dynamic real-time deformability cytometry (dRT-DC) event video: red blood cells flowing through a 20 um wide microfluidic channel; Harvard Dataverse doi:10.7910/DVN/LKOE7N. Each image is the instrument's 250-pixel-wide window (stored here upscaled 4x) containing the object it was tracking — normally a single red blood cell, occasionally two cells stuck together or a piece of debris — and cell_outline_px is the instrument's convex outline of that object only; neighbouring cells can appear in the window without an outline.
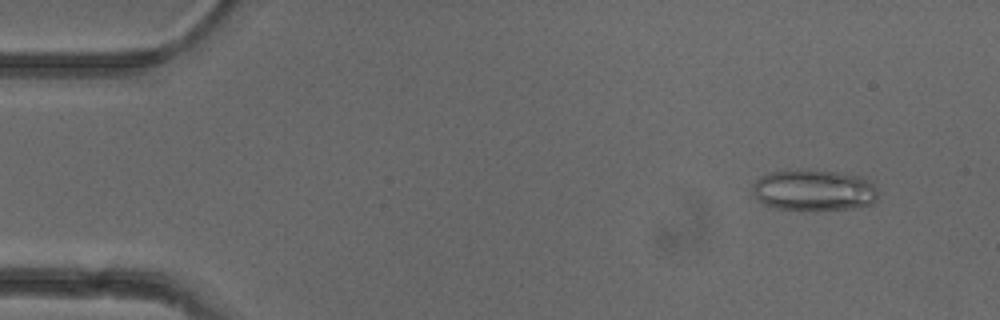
{"species": "common noctule bat (a hibernating species)", "species_latin": "Nyctalus noctula", "temperature_condition": "cold", "stored_images_in_passage": 6, "camera_frame_rate_fps": 3000, "um_per_image_px": 0.085, "animal": {"sex": "female"}, "frame": {"image": 1, "passage_image": 2, "time_ms": 1.333, "image_size_px": [1000, 320], "cell_outline_px": [[876, 200], [872, 204], [852, 208], [816, 212], [776, 208], [764, 204], [756, 200], [752, 192], [752, 184], [760, 176], [768, 172], [784, 168], [800, 168], [836, 172], [864, 176], [872, 180], [876, 188]], "centroid_in_image_um": [69.14, 16.16], "position_along_channel_um": 15.9, "area_um2": 31.56}}